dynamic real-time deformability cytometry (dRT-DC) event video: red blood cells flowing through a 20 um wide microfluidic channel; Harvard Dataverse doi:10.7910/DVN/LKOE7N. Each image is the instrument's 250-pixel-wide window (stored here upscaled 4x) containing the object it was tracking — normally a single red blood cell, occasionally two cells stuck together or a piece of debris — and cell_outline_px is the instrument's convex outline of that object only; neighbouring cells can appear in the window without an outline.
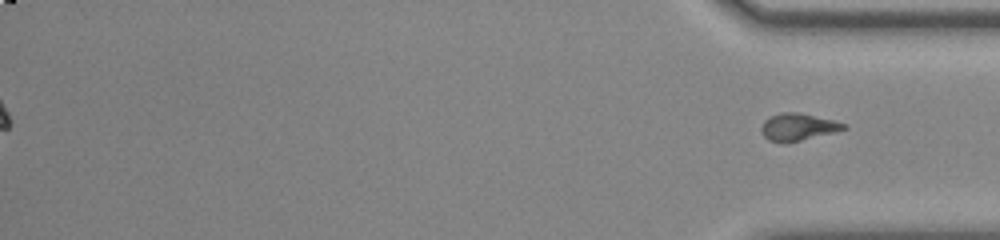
{"species": "common noctule bat (a hibernating species)", "species_latin": "Nyctalus noctula", "temperature_condition": "room temperature", "stored_images_in_passage": 37, "segment_of_instrument_passage": [2, 2], "camera_frame_rate_fps": 3000, "um_per_image_px": 0.085, "animal": {"sex": "male", "body_mass_g": 20.0, "forearm_length_mm": 53.3}, "frame": {"image": 1, "passage_image": 37, "time_ms": 12.0, "image_size_px": [1000, 240], "cell_outline_px": [[848, 128], [836, 132], [784, 144], [768, 140], [760, 132], [760, 128], [764, 120], [780, 112], [796, 112], [832, 120], [848, 124]], "centroid_in_image_um": [67.81, 10.81], "position_along_channel_um": 367.4, "area_um2": 13.18}}